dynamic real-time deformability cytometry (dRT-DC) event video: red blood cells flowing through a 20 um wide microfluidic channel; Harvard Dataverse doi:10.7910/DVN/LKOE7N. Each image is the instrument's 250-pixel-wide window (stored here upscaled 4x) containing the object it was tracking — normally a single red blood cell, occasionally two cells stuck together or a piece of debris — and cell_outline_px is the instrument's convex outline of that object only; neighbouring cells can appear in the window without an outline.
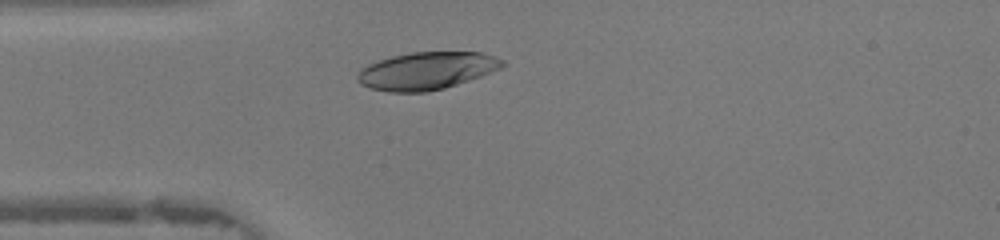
{"species": "human", "species_latin": "Homo sapiens", "temperature_condition": "warm", "stored_images_in_passage": 33, "camera_frame_rate_fps": 3000, "um_per_image_px": 0.085, "donor": {"sex": "female"}, "frame": {"image": 1, "passage_image": 7, "time_ms": 2.0, "image_size_px": [1000, 240], "cell_outline_px": [[508, 64], [500, 68], [480, 76], [444, 88], [424, 92], [388, 92], [372, 88], [360, 84], [356, 80], [356, 76], [360, 68], [368, 64], [392, 56], [412, 52], [480, 52], [504, 60]], "centroid_in_image_um": [36.23, 6.01], "position_along_channel_um": 48.8, "area_um2": 31.56}}
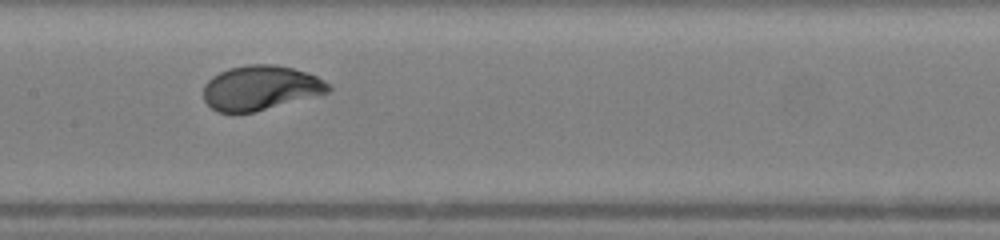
{"frame": {"image": 2, "passage_image": 17, "time_ms": 5.333, "image_size_px": [1000, 240], "cell_outline_px": [[332, 88], [328, 92], [252, 112], [216, 112], [204, 100], [204, 84], [212, 76], [228, 68], [248, 64], [272, 64], [292, 68], [316, 76], [324, 80]], "centroid_in_image_um": [22.1, 7.45], "position_along_channel_um": 185.3, "area_um2": 31.96}}
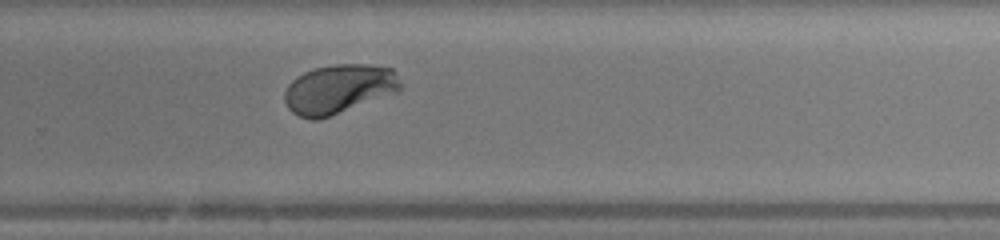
{"frame": {"image": 3, "passage_image": 25, "time_ms": 8.0, "image_size_px": [1000, 240], "cell_outline_px": [[404, 88], [400, 92], [316, 120], [312, 120], [300, 116], [292, 112], [288, 108], [284, 100], [284, 92], [288, 84], [296, 76], [304, 72], [316, 68], [332, 64], [364, 64], [392, 68], [396, 72]], "centroid_in_image_um": [28.83, 7.56], "position_along_channel_um": 301.0, "area_um2": 33.47}, "authors_computed_cell_mechanics": {"area_um2": 32.5992, "velocity_mm_per_s": 4.3512, "shape_relaxation_time_tau1_ms": 2.1656, "shape_relaxation_time_tau2_ms": null, "deformation_change_tau1": 0.1749, "deformation_change_tau2": null}}